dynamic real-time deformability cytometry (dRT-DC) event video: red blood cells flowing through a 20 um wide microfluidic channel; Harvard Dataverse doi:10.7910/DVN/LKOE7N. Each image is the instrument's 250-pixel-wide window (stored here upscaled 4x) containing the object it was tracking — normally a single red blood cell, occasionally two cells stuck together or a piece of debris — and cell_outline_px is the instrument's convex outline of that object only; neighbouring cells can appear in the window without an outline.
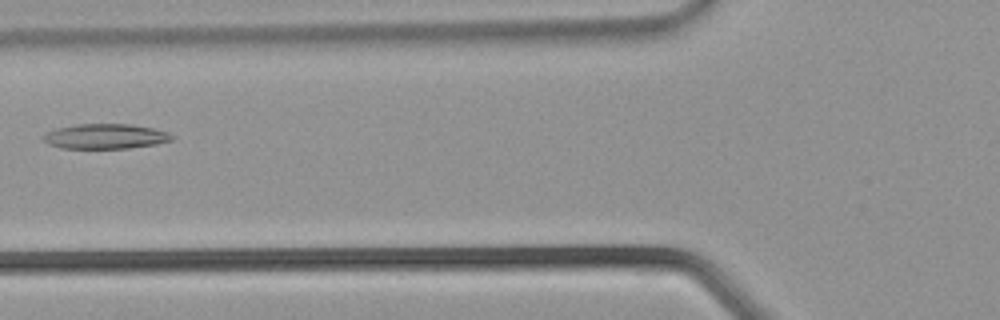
{"species": "common noctule bat (a hibernating species)", "species_latin": "Nyctalus noctula", "temperature_condition": "warm", "stored_images_in_passage": 30, "camera_frame_rate_fps": 3000, "um_per_image_px": 0.085, "animal": {"sex": "male", "body_mass_g": 21.5, "forearm_length_mm": 52.0}, "frame": {"image": 1, "passage_image": 8, "time_ms": 2.333, "image_size_px": [1000, 320], "cell_outline_px": [[176, 136], [172, 140], [156, 144], [128, 148], [60, 148], [48, 144], [44, 140], [44, 136], [48, 132], [56, 128], [76, 124], [132, 124], [152, 128], [168, 132]], "centroid_in_image_um": [8.99, 11.59], "position_along_channel_um": 116.8, "area_um2": 18.67}}
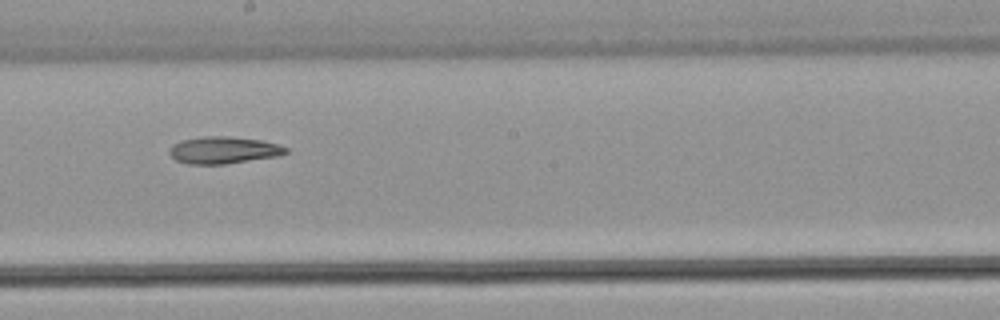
{"frame": {"image": 2, "passage_image": 14, "time_ms": 4.333, "image_size_px": [1000, 320], "cell_outline_px": [[288, 152], [276, 156], [224, 164], [188, 164], [176, 160], [168, 152], [168, 148], [172, 144], [180, 140], [204, 136], [228, 136], [260, 140], [276, 144], [288, 148]], "centroid_in_image_um": [18.94, 12.75], "position_along_channel_um": 229.3, "area_um2": 18.26}}
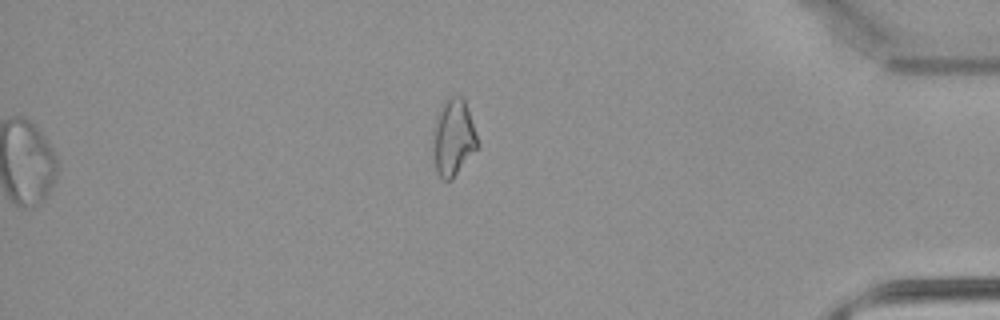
{"frame": {"image": 3, "passage_image": 25, "time_ms": 8.0, "image_size_px": [1000, 320], "cell_outline_px": [[480, 144], [452, 180], [440, 180], [436, 172], [432, 156], [432, 128], [440, 104], [448, 96], [460, 96], [464, 100]], "centroid_in_image_um": [38.47, 11.71], "position_along_channel_um": 396.7, "area_um2": 20.46}}